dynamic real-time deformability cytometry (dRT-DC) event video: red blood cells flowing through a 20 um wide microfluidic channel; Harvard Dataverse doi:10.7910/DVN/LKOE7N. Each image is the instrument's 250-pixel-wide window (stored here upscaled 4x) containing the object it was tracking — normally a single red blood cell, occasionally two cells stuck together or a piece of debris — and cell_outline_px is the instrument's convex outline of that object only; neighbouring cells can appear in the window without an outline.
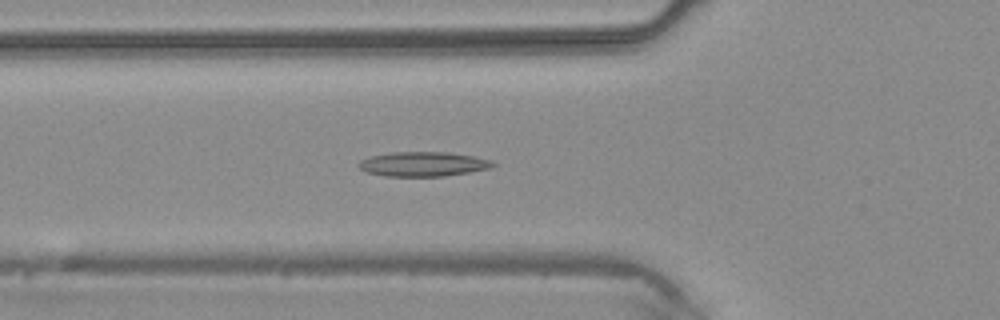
{"species": "common noctule bat (a hibernating species)", "species_latin": "Nyctalus noctula", "temperature_condition": "warm", "stored_images_in_passage": 42, "camera_frame_rate_fps": 3000, "um_per_image_px": 0.085, "animal": {"sex": "male", "body_mass_g": 20.4}, "frame": {"image": 1, "passage_image": 14, "time_ms": 4.333, "image_size_px": [1000, 320], "cell_outline_px": [[496, 164], [492, 168], [444, 176], [384, 176], [368, 172], [360, 168], [360, 160], [368, 156], [392, 152], [448, 152], [472, 156], [492, 160]], "centroid_in_image_um": [35.98, 13.94], "position_along_channel_um": 89.8, "area_um2": 19.13}}
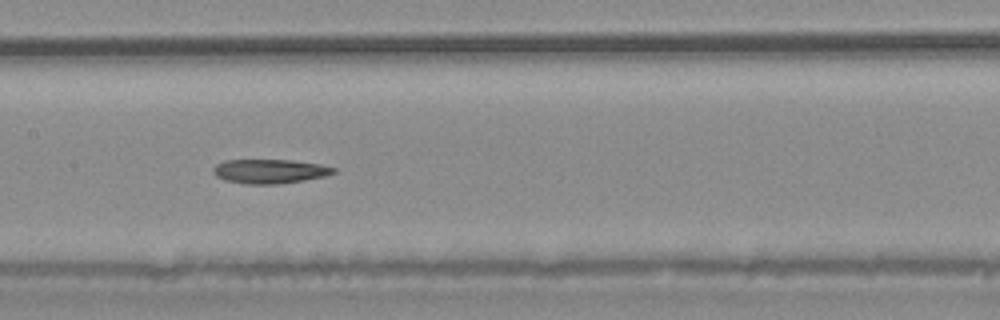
{"frame": {"image": 2, "passage_image": 20, "time_ms": 6.333, "image_size_px": [1000, 320], "cell_outline_px": [[336, 172], [324, 176], [304, 180], [280, 184], [244, 184], [224, 180], [216, 176], [212, 172], [212, 168], [216, 164], [224, 160], [292, 160], [320, 164], [336, 168]], "centroid_in_image_um": [22.9, 14.56], "position_along_channel_um": 184.5, "area_um2": 17.11}}
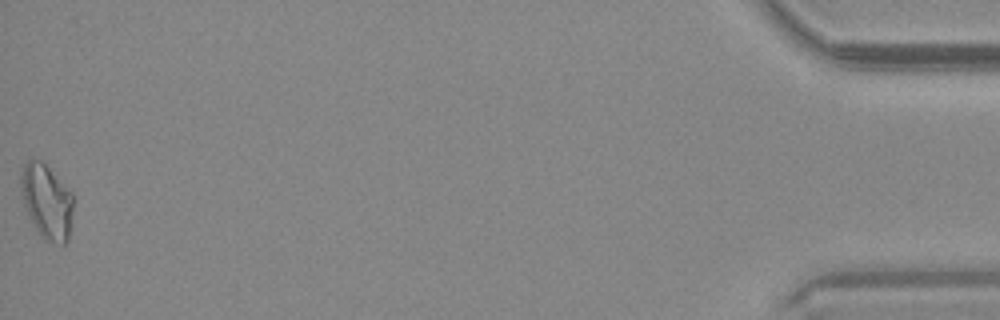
{"frame": {"image": 3, "passage_image": 42, "time_ms": 13.667, "image_size_px": [1000, 320], "cell_outline_px": [[72, 208], [68, 240], [64, 244], [60, 244], [44, 240], [40, 236], [24, 204], [20, 192], [20, 172], [24, 164], [28, 160], [40, 160], [72, 192]], "centroid_in_image_um": [3.95, 17.12], "position_along_channel_um": 431.3, "area_um2": 22.43}}